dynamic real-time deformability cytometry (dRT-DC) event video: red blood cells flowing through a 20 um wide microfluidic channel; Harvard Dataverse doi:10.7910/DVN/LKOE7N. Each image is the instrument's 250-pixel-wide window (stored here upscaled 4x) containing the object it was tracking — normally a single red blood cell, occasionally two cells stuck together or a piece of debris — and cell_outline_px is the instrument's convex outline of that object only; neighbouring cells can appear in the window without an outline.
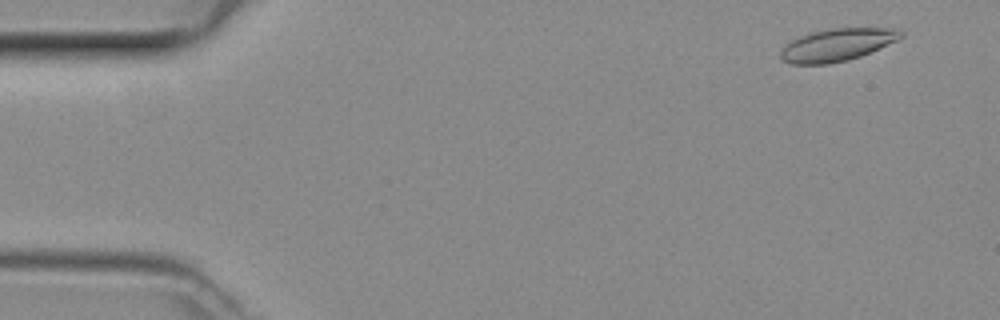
{"species": "common noctule bat (a hibernating species)", "species_latin": "Nyctalus noctula", "temperature_condition": "room temperature", "stored_images_in_passage": 44, "camera_frame_rate_fps": 3000, "um_per_image_px": 0.085, "animal": {"sex": "female", "body_mass_g": 29.2, "forearm_length_mm": 56.3}, "frame": {"image": 1, "passage_image": 4, "time_ms": 1.0, "image_size_px": [1000, 320], "cell_outline_px": [[904, 36], [900, 40], [860, 56], [848, 60], [828, 64], [792, 64], [780, 60], [780, 52], [784, 44], [800, 36], [812, 32], [832, 28], [892, 28], [904, 32]], "centroid_in_image_um": [71.16, 3.81], "position_along_channel_um": 13.8, "area_um2": 22.95}}
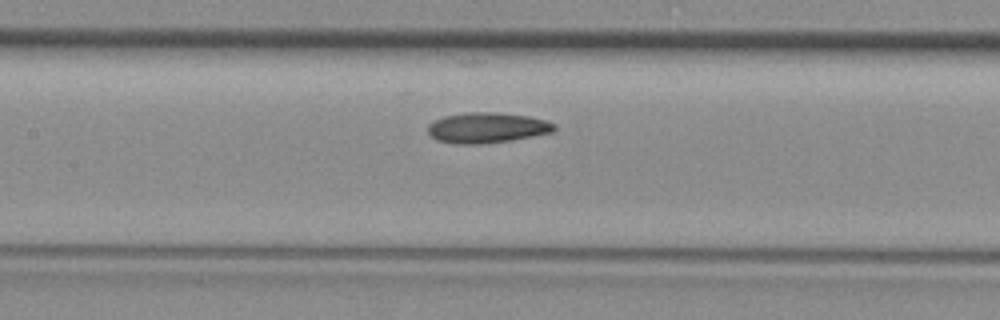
{"frame": {"image": 2, "passage_image": 23, "time_ms": 7.333, "image_size_px": [1000, 320], "cell_outline_px": [[556, 128], [552, 132], [512, 140], [480, 144], [456, 144], [436, 140], [428, 132], [428, 124], [432, 120], [444, 116], [464, 112], [496, 112], [528, 116], [544, 120], [556, 124]], "centroid_in_image_um": [41.36, 10.85], "position_along_channel_um": 166.0, "area_um2": 22.54}}
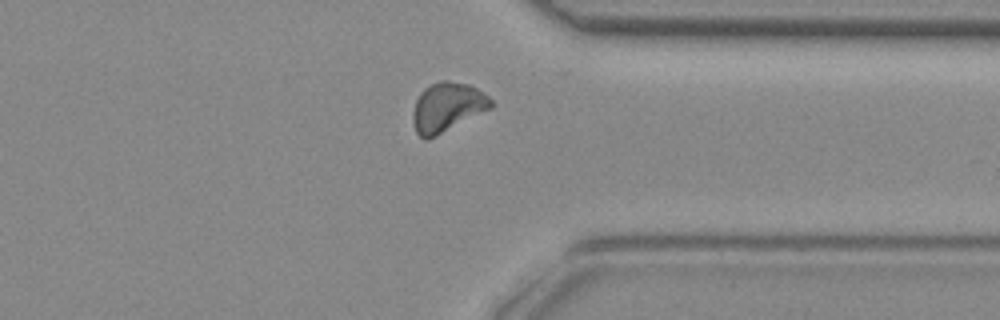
{"frame": {"image": 3, "passage_image": 38, "time_ms": 12.333, "image_size_px": [1000, 320], "cell_outline_px": [[492, 108], [428, 140], [420, 136], [416, 132], [412, 120], [412, 116], [416, 100], [420, 92], [424, 88], [440, 80], [448, 80], [468, 84], [476, 88], [488, 96], [492, 100]], "centroid_in_image_um": [38.01, 9.11], "position_along_channel_um": 373.4, "area_um2": 22.37}}